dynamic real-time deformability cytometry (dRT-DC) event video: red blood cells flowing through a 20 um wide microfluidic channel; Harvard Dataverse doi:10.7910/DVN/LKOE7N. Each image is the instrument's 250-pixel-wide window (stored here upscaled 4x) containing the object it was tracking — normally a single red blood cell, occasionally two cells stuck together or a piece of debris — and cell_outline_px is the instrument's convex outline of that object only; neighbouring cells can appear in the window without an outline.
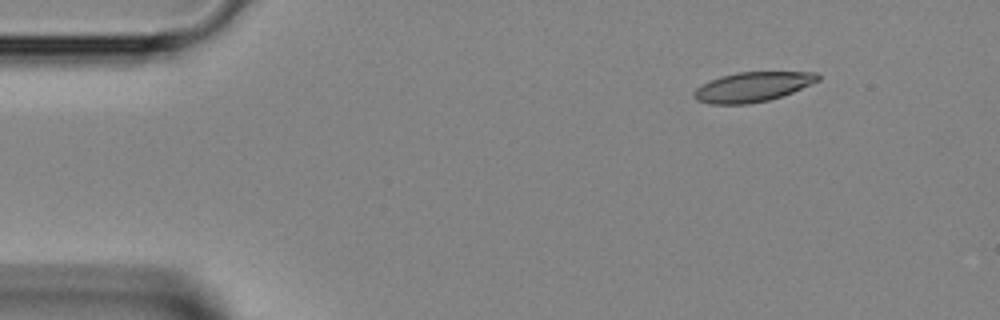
{"species": "Egyptian fruit bat (a non-hibernating species)", "species_latin": "Rousettus aegyptiacus", "temperature_condition": "room temperature", "stored_images_in_passage": 39, "camera_frame_rate_fps": 3000, "um_per_image_px": 0.085, "animal": {"sex": "female"}, "frame": {"image": 1, "passage_image": 1, "time_ms": 0.0, "image_size_px": [1000, 320], "cell_outline_px": [[820, 80], [792, 92], [768, 100], [748, 104], [708, 104], [696, 100], [692, 96], [692, 92], [696, 88], [720, 76], [736, 72], [816, 72], [820, 76]], "centroid_in_image_um": [63.94, 7.39], "position_along_channel_um": 21.1, "area_um2": 21.39}}
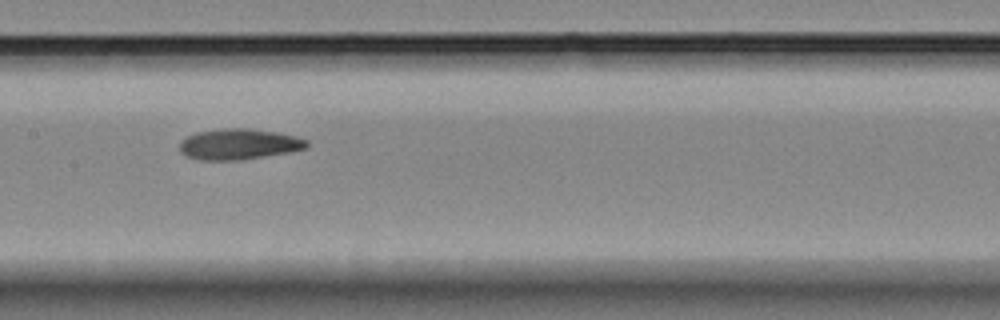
{"frame": {"image": 2, "passage_image": 17, "time_ms": 5.333, "image_size_px": [1000, 320], "cell_outline_px": [[308, 148], [292, 152], [240, 160], [200, 160], [184, 156], [180, 152], [180, 140], [196, 132], [224, 128], [252, 128], [276, 132], [296, 136], [308, 140]], "centroid_in_image_um": [20.31, 12.26], "position_along_channel_um": 187.1, "area_um2": 23.12}}
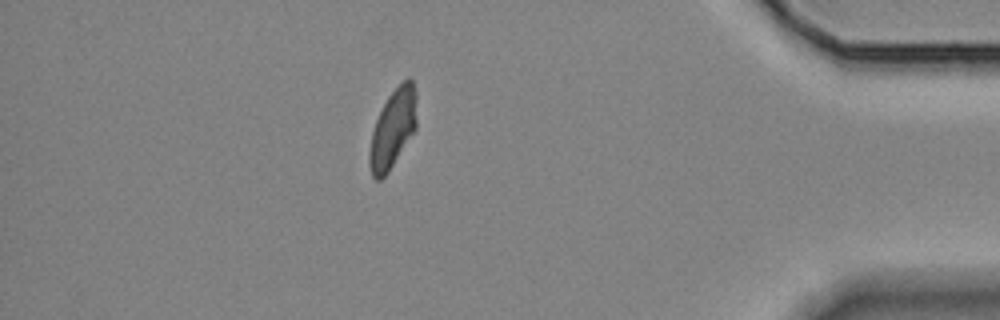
{"frame": {"image": 3, "passage_image": 34, "time_ms": 11.0, "image_size_px": [1000, 320], "cell_outline_px": [[416, 128], [388, 172], [380, 180], [376, 180], [372, 176], [368, 164], [368, 152], [372, 132], [376, 120], [388, 96], [408, 76], [412, 80], [416, 92]], "centroid_in_image_um": [33.38, 10.95], "position_along_channel_um": 401.8, "area_um2": 21.5}}